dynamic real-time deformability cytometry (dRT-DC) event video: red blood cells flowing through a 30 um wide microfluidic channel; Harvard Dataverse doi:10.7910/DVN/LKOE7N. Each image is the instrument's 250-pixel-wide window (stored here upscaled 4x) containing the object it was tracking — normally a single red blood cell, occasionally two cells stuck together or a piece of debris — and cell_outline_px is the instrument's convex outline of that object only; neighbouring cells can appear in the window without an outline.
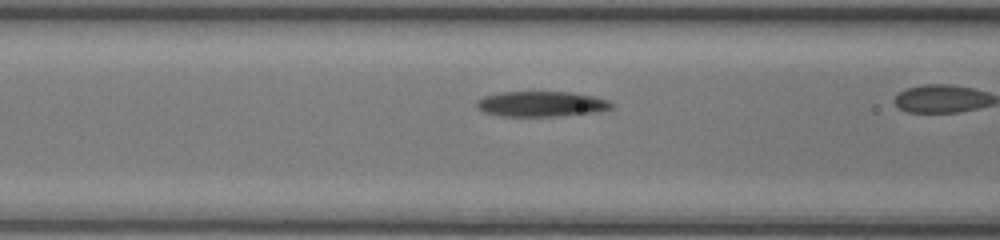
{"species": "common noctule bat (a hibernating species)", "species_latin": "Nyctalus noctula", "temperature_condition": "room temperature", "stored_images_in_passage": 26, "camera_frame_rate_fps": 3000, "um_per_image_px": 0.085, "animal": {"sex": "female", "body_mass_g": 17.0, "forearm_length_mm": 48.0}, "frame": {"image": 1, "passage_image": 8, "time_ms": 2.333, "image_size_px": [1000, 240], "cell_outline_px": [[616, 104], [612, 108], [596, 112], [556, 116], [500, 116], [484, 112], [476, 104], [476, 100], [484, 96], [500, 92], [572, 92], [592, 96], [608, 100]], "centroid_in_image_um": [46.03, 8.83], "position_along_channel_um": 120.6, "area_um2": 19.88}}